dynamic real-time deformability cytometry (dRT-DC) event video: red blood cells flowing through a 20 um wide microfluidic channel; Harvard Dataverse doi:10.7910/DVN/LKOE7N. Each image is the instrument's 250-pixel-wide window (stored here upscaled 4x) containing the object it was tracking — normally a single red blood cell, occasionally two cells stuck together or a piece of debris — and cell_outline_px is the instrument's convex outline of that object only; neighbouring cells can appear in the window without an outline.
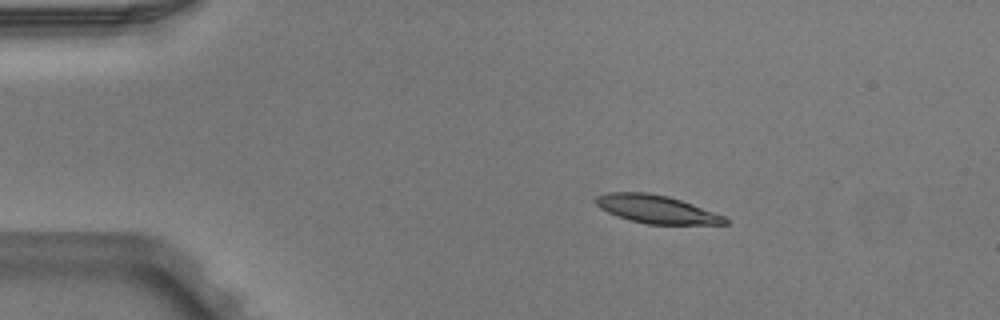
{"species": "Egyptian fruit bat (a non-hibernating species)", "species_latin": "Rousettus aegyptiacus", "temperature_condition": "warm", "stored_images_in_passage": 4, "camera_frame_rate_fps": 3000, "um_per_image_px": 0.085, "animal": {"sex": "male"}, "frame": {"image": 1, "passage_image": 2, "time_ms": 0.333, "image_size_px": [1000, 320], "cell_outline_px": [[728, 224], [648, 224], [628, 220], [616, 216], [600, 208], [596, 204], [596, 196], [608, 192], [648, 192], [668, 196], [692, 204], [724, 216], [728, 220]], "centroid_in_image_um": [55.76, 17.78], "position_along_channel_um": 29.2, "area_um2": 21.04}}